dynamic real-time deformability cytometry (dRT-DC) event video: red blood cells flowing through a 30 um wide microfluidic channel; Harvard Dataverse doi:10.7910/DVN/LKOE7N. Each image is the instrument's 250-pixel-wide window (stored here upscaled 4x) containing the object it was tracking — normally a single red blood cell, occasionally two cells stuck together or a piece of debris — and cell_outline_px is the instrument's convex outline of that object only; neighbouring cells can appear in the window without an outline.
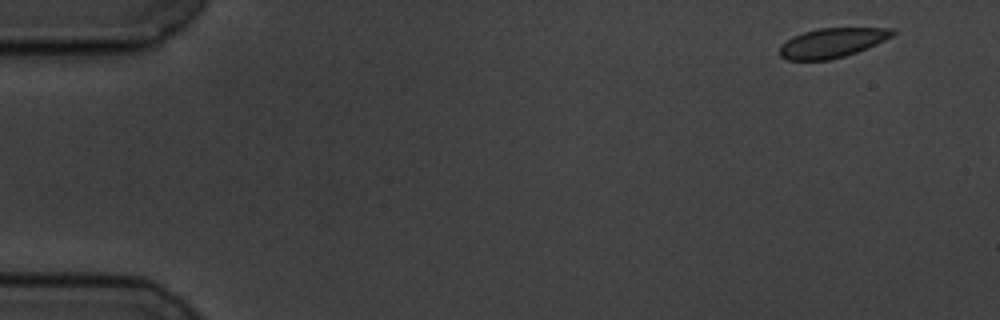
{"species": "common noctule bat (a hibernating species)", "species_latin": "Nyctalus noctula", "temperature_condition": "cold", "stored_images_in_passage": 4, "camera_frame_rate_fps": 3000, "um_per_image_px": 0.085, "animal": {"sex": "male", "body_mass_g": 19.5, "forearm_length_mm": 54.6}, "frame": {"image": 1, "passage_image": 1, "time_ms": 0.0, "image_size_px": [1000, 320], "cell_outline_px": [[896, 32], [892, 36], [876, 44], [856, 52], [844, 56], [828, 60], [788, 60], [780, 56], [780, 48], [792, 36], [804, 32], [820, 28], [892, 28]], "centroid_in_image_um": [70.73, 3.64], "position_along_channel_um": 14.3, "area_um2": 19.13}}